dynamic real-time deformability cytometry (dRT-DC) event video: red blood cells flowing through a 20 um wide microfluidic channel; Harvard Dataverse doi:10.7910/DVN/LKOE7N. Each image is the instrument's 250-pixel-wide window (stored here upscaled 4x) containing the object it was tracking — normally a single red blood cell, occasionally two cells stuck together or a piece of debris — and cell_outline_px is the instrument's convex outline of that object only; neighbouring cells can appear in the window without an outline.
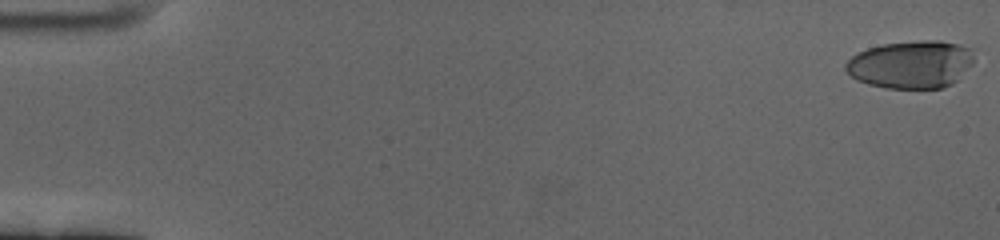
{"species": "human", "species_latin": "Homo sapiens", "temperature_condition": "cold", "stored_images_in_passage": 61, "camera_frame_rate_fps": 3000, "um_per_image_px": 0.085, "donor": {"sex": "female"}, "frame": {"image": 1, "passage_image": 1, "time_ms": 0.0, "image_size_px": [1000, 240], "cell_outline_px": [[972, 64], [952, 84], [944, 88], [888, 88], [868, 84], [856, 80], [844, 68], [844, 64], [852, 56], [868, 48], [880, 44], [920, 40], [940, 40], [972, 48]], "centroid_in_image_um": [77.42, 5.47], "position_along_channel_um": 7.6, "area_um2": 35.66}}
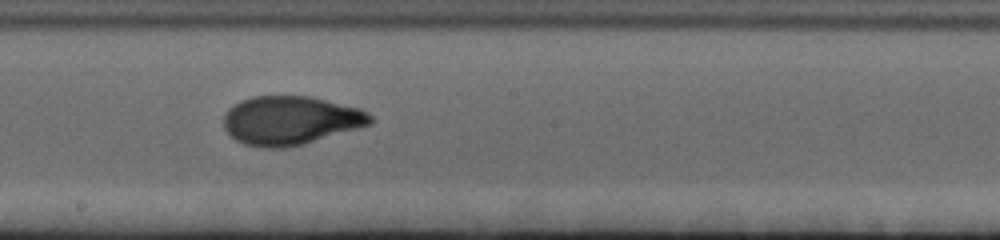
{"frame": {"image": 2, "passage_image": 35, "time_ms": 11.333, "image_size_px": [1000, 240], "cell_outline_px": [[372, 124], [360, 128], [288, 148], [260, 148], [244, 144], [236, 140], [224, 128], [224, 116], [228, 108], [240, 100], [252, 96], [308, 96], [360, 108], [368, 112], [372, 116]], "centroid_in_image_um": [24.69, 10.24], "position_along_channel_um": 223.5, "area_um2": 41.79}}
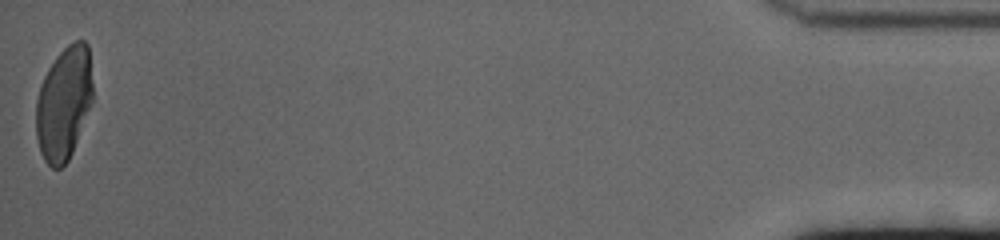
{"frame": {"image": 3, "passage_image": 61, "time_ms": 20.0, "image_size_px": [1000, 240], "cell_outline_px": [[92, 104], [72, 152], [68, 160], [60, 168], [52, 168], [44, 160], [40, 152], [36, 136], [36, 100], [40, 84], [48, 68], [56, 56], [68, 44], [76, 40], [84, 40], [88, 44], [92, 84]], "centroid_in_image_um": [5.42, 8.77], "position_along_channel_um": 429.8, "area_um2": 37.57}, "authors_computed_cell_mechanics": {"area_um2": 39.9398, "velocity_mm_per_s": 3.3862, "shape_relaxation_time_tau1_ms": 5.8489, "shape_relaxation_time_tau2_ms": 1.5209, "deformation_change_tau1": 0.2222, "deformation_change_tau2": 0.0422}}